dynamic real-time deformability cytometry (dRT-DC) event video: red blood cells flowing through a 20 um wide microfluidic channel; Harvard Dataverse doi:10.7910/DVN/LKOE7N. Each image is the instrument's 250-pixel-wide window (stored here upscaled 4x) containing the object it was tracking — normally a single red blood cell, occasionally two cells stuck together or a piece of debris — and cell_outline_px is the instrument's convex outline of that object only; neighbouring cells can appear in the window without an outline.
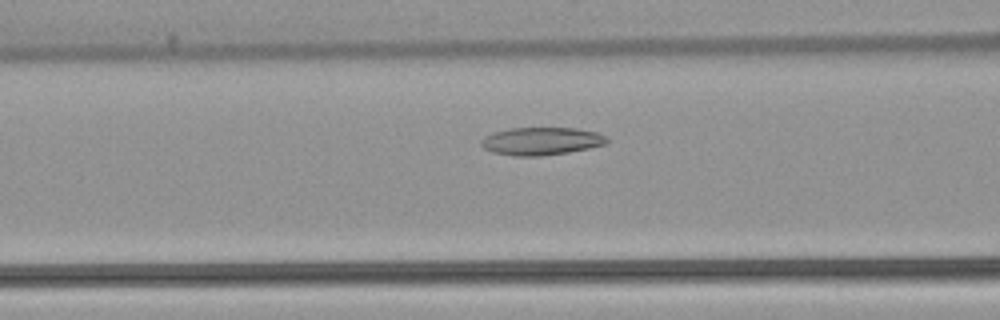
{"species": "common noctule bat (a hibernating species)", "species_latin": "Nyctalus noctula", "temperature_condition": "warm", "stored_images_in_passage": 50, "camera_frame_rate_fps": 3000, "um_per_image_px": 0.085, "animal": {"sex": "female", "body_mass_g": 22.7, "forearm_length_mm": 54.2}, "frame": {"image": 1, "passage_image": 18, "time_ms": 5.667, "image_size_px": [1000, 320], "cell_outline_px": [[608, 144], [568, 152], [540, 156], [512, 156], [492, 152], [484, 148], [480, 144], [480, 140], [484, 136], [496, 132], [512, 128], [576, 128], [596, 132], [604, 136], [608, 140]], "centroid_in_image_um": [45.99, 12.0], "position_along_channel_um": 120.6, "area_um2": 20.29}}
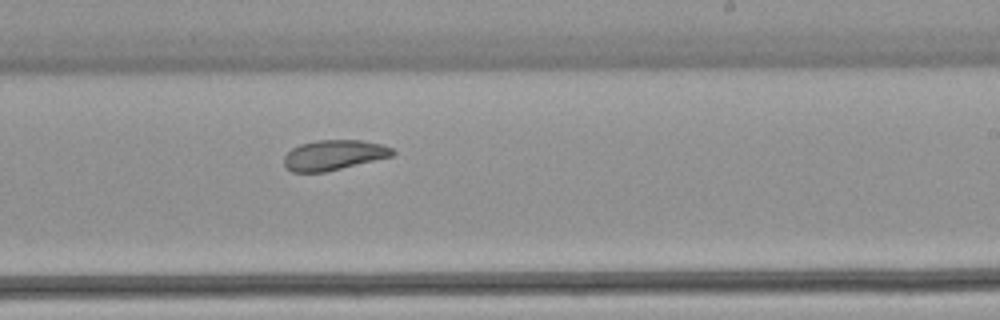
{"frame": {"image": 2, "passage_image": 29, "time_ms": 9.333, "image_size_px": [1000, 320], "cell_outline_px": [[396, 152], [392, 156], [324, 172], [292, 172], [284, 164], [284, 156], [292, 148], [300, 144], [316, 140], [360, 140], [384, 144], [392, 148]], "centroid_in_image_um": [28.38, 13.16], "position_along_channel_um": 260.6, "area_um2": 18.96}}
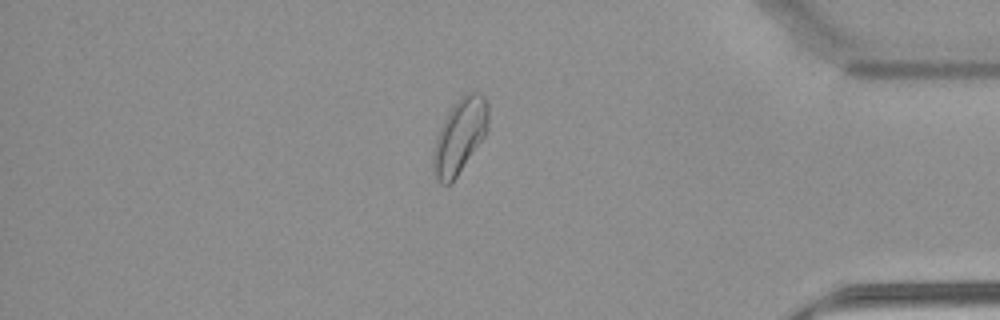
{"frame": {"image": 3, "passage_image": 42, "time_ms": 13.667, "image_size_px": [1000, 320], "cell_outline_px": [[488, 128], [484, 136], [452, 184], [440, 184], [436, 180], [432, 168], [432, 152], [436, 136], [448, 112], [460, 96], [468, 92], [480, 92], [484, 96], [488, 104]], "centroid_in_image_um": [39.05, 11.58], "position_along_channel_um": 396.1, "area_um2": 24.1}, "authors_computed_cell_mechanics": {"area_um2": 22.0507, "velocity_mm_per_s": 3.8311, "shape_relaxation_time_tau1_ms": 7.6284, "shape_relaxation_time_tau2_ms": 4.6686, "deformation_change_tau1": 0.1365, "deformation_change_tau2": 0.1141}}